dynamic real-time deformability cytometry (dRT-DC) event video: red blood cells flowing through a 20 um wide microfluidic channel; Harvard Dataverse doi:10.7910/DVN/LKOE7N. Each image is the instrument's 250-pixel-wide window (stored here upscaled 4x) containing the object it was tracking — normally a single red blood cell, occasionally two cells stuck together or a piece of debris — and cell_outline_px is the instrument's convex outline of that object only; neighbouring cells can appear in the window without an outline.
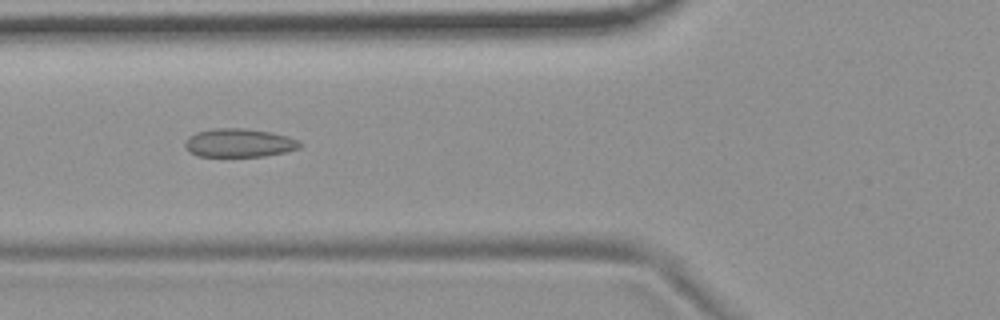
{"species": "common noctule bat (a hibernating species)", "species_latin": "Nyctalus noctula", "temperature_condition": "room temperature", "stored_images_in_passage": 8, "camera_frame_rate_fps": 3000, "um_per_image_px": 0.085, "animal": {"sex": "female", "body_mass_g": 19.9}, "frame": {"image": 1, "passage_image": 6, "time_ms": 1.667, "image_size_px": [1000, 320], "cell_outline_px": [[300, 148], [284, 152], [264, 156], [196, 156], [188, 152], [184, 148], [184, 144], [196, 132], [212, 128], [244, 128], [268, 132], [288, 136], [300, 140]], "centroid_in_image_um": [20.31, 12.15], "position_along_channel_um": 105.5, "area_um2": 19.02}}
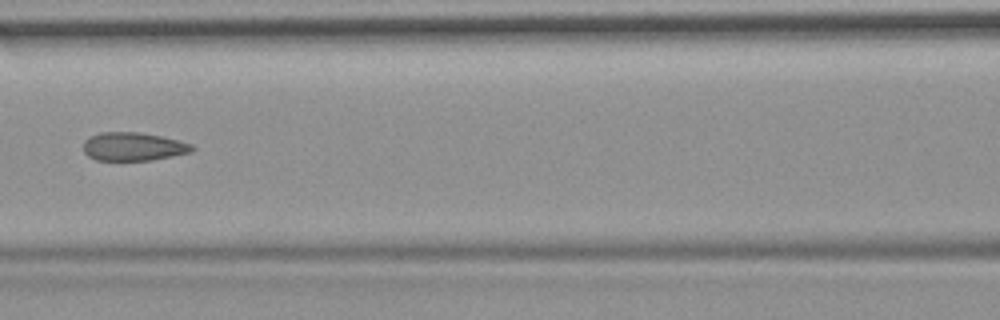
{"frame": {"image": 2, "passage_image": 7, "time_ms": 2.0, "image_size_px": [1000, 320], "cell_outline_px": [[196, 148], [192, 152], [152, 160], [96, 160], [88, 156], [84, 152], [84, 140], [88, 136], [100, 132], [140, 132], [160, 136], [192, 144]], "centroid_in_image_um": [11.31, 12.45], "position_along_channel_um": 155.3, "area_um2": 18.03}}